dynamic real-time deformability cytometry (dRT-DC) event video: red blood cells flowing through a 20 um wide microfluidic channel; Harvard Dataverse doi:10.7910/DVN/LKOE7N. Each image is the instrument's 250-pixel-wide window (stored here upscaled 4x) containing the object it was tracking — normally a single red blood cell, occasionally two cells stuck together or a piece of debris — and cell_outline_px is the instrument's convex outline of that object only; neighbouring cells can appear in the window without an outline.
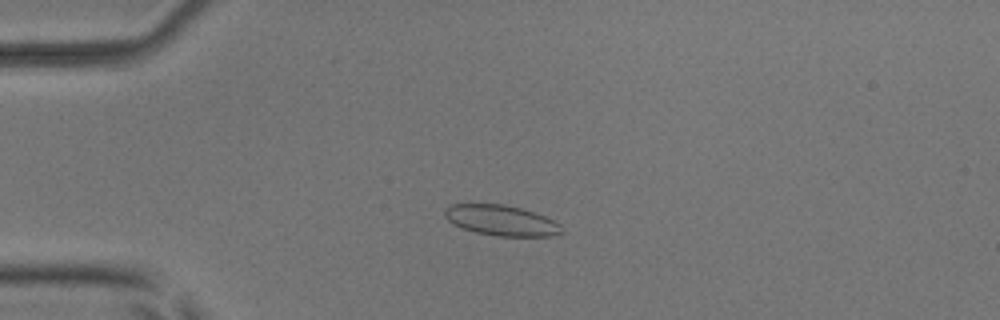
{"species": "common noctule bat (a hibernating species)", "species_latin": "Nyctalus noctula", "temperature_condition": "room temperature", "stored_images_in_passage": 53, "camera_frame_rate_fps": 3000, "um_per_image_px": 0.085, "animal": {"sex": "male", "body_mass_g": 17.9, "forearm_length_mm": 54.2}, "frame": {"image": 1, "passage_image": 13, "time_ms": 4.0, "image_size_px": [1000, 320], "cell_outline_px": [[564, 232], [552, 236], [500, 236], [476, 232], [452, 224], [444, 216], [444, 212], [452, 204], [504, 204], [520, 208], [544, 216], [560, 224]], "centroid_in_image_um": [42.62, 18.74], "position_along_channel_um": 42.4, "area_um2": 20.52}}
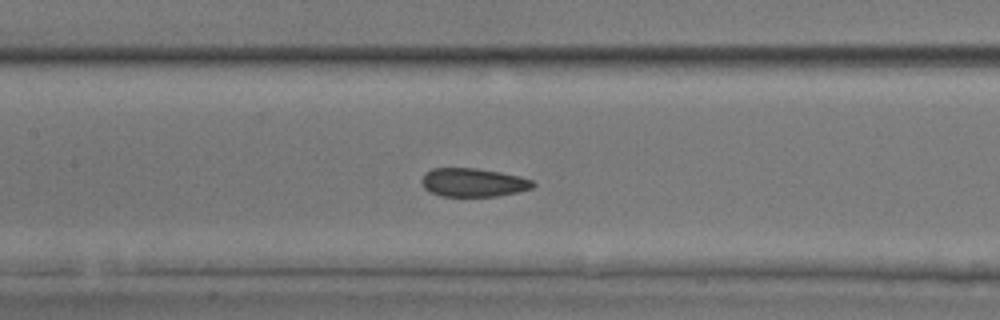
{"frame": {"image": 2, "passage_image": 25, "time_ms": 8.0, "image_size_px": [1000, 320], "cell_outline_px": [[536, 184], [532, 188], [520, 192], [496, 196], [440, 196], [428, 192], [424, 188], [420, 180], [424, 172], [432, 168], [476, 168], [500, 172], [520, 176], [532, 180]], "centroid_in_image_um": [40.2, 15.51], "position_along_channel_um": 167.2, "area_um2": 18.79}}
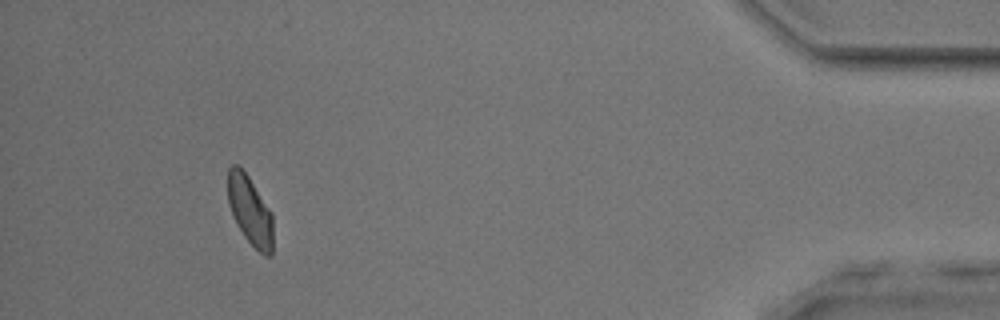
{"frame": {"image": 3, "passage_image": 49, "time_ms": 16.0, "image_size_px": [1000, 320], "cell_outline_px": [[272, 256], [264, 256], [244, 236], [236, 224], [228, 204], [228, 168], [232, 164], [236, 164], [248, 176], [272, 212]], "centroid_in_image_um": [21.24, 17.9], "position_along_channel_um": 414.0, "area_um2": 18.09}, "authors_computed_cell_mechanics": {"area_um2": 19.363, "velocity_mm_per_s": 3.8568, "shape_relaxation_time_tau1_ms": 8.2332, "shape_relaxation_time_tau2_ms": 1.6176, "deformation_change_tau1": 0.1192, "deformation_change_tau2": 0.059}}